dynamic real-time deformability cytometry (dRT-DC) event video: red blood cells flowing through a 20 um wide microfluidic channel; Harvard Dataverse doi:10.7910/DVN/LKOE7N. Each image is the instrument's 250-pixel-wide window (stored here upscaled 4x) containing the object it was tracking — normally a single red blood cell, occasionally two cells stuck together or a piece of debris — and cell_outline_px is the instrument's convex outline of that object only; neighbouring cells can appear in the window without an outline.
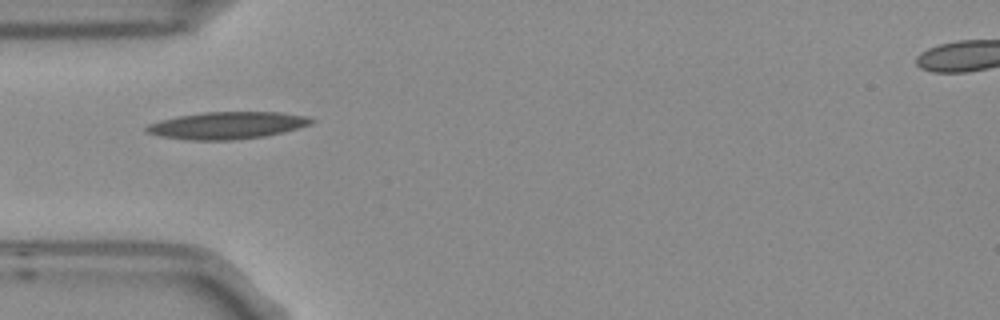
{"species": "Egyptian fruit bat (a non-hibernating species)", "species_latin": "Rousettus aegyptiacus", "temperature_condition": "room temperature", "stored_images_in_passage": 10, "camera_frame_rate_fps": 3000, "um_per_image_px": 0.085, "frame": {"image": 1, "passage_image": 4, "time_ms": 1.0, "image_size_px": [1000, 320], "cell_outline_px": [[316, 120], [312, 124], [284, 132], [264, 136], [232, 140], [188, 140], [160, 136], [144, 132], [144, 128], [148, 124], [160, 120], [176, 116], [204, 112], [280, 112], [308, 116]], "centroid_in_image_um": [19.3, 10.65], "position_along_channel_um": 65.7, "area_um2": 26.3}}
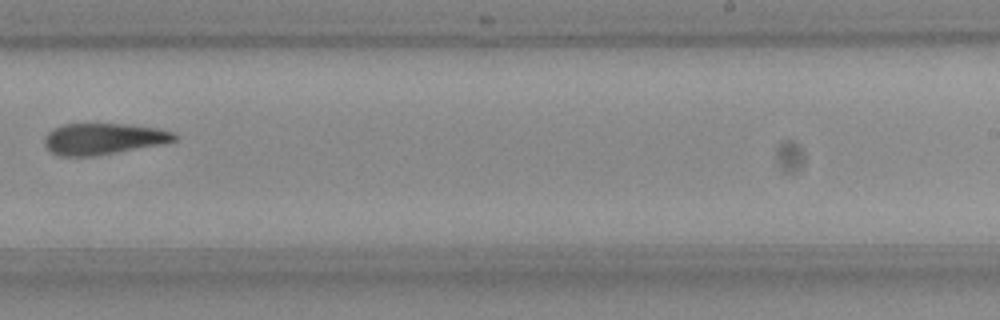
{"frame": {"image": 2, "passage_image": 9, "time_ms": 2.667, "image_size_px": [1000, 320], "cell_outline_px": [[180, 136], [176, 140], [116, 152], [92, 156], [60, 156], [52, 152], [44, 144], [44, 140], [48, 132], [52, 128], [64, 124], [124, 124], [156, 128], [172, 132]], "centroid_in_image_um": [8.73, 11.79], "position_along_channel_um": 280.3, "area_um2": 23.24}}